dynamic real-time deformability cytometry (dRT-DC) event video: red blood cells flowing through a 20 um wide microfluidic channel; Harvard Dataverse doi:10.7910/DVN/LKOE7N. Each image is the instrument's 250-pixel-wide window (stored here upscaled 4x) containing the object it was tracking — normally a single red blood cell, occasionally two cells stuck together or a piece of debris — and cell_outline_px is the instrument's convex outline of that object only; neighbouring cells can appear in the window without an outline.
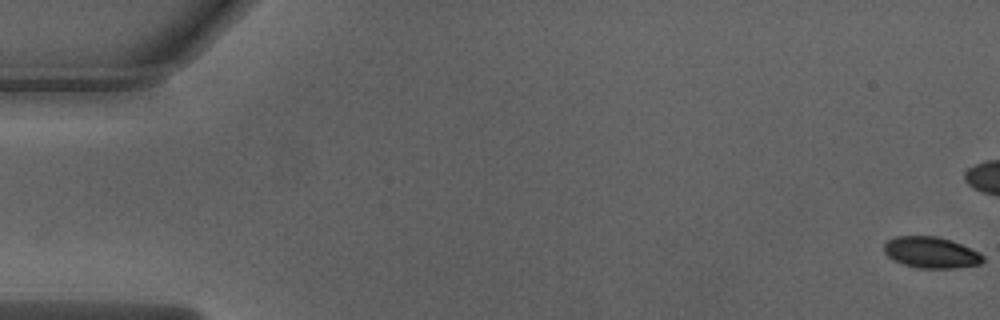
{"species": "Egyptian fruit bat (a non-hibernating species)", "species_latin": "Rousettus aegyptiacus", "temperature_condition": "warm", "stored_images_in_passage": 8, "camera_frame_rate_fps": 3000, "um_per_image_px": 0.085, "animal": {"sex": "male"}, "frame": {"image": 1, "passage_image": 1, "time_ms": 0.0, "image_size_px": [1000, 320], "cell_outline_px": [[984, 260], [980, 264], [956, 268], [916, 268], [892, 260], [884, 252], [884, 244], [888, 240], [896, 236], [936, 236], [952, 240], [980, 252], [984, 256]], "centroid_in_image_um": [79.15, 21.46], "position_along_channel_um": 5.8, "area_um2": 18.15}}